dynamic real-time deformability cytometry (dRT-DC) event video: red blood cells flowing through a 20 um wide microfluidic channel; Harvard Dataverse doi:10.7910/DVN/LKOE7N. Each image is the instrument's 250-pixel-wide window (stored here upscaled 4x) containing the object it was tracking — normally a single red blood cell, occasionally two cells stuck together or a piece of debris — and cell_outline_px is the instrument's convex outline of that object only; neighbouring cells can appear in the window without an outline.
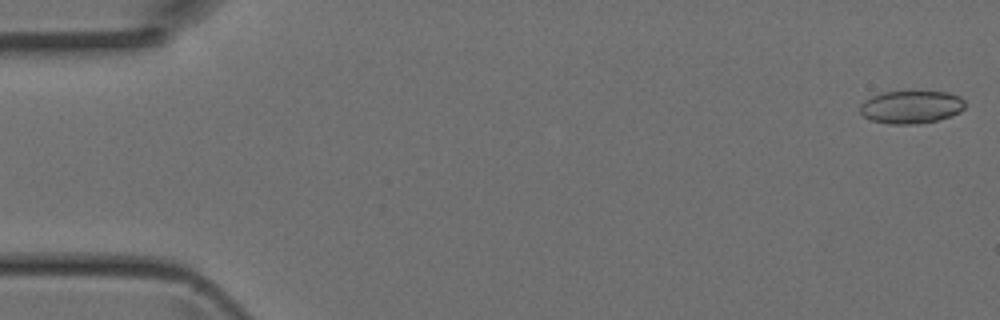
{"species": "Egyptian fruit bat (a non-hibernating species)", "species_latin": "Rousettus aegyptiacus", "temperature_condition": "room temperature", "stored_images_in_passage": 4, "camera_frame_rate_fps": 3000, "um_per_image_px": 0.085, "animal": {"sex": "female"}, "frame": {"image": 1, "passage_image": 1, "time_ms": 0.0, "image_size_px": [1000, 320], "cell_outline_px": [[964, 108], [960, 112], [952, 116], [920, 124], [888, 124], [872, 120], [864, 116], [860, 112], [860, 104], [864, 100], [872, 96], [884, 92], [948, 92], [960, 96], [964, 100]], "centroid_in_image_um": [77.46, 9.1], "position_along_channel_um": 7.5, "area_um2": 20.11}}